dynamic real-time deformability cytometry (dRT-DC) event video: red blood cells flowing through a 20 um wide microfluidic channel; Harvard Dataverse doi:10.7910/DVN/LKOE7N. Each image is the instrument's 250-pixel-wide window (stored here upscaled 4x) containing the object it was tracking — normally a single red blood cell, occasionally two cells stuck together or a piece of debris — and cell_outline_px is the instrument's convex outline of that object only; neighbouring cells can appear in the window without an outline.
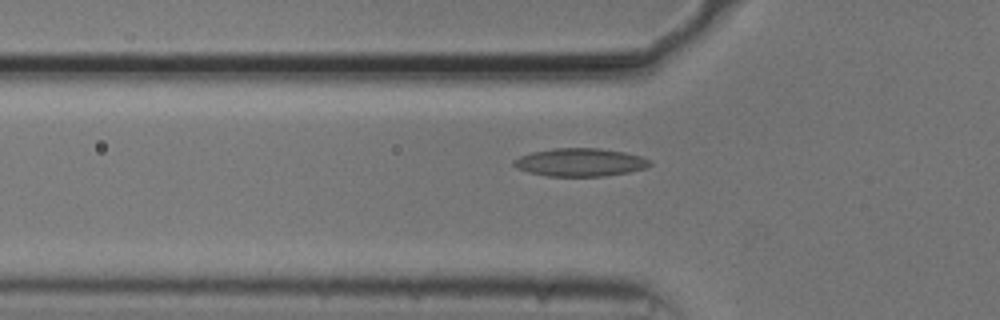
{"species": "common noctule bat (a hibernating species)", "species_latin": "Nyctalus noctula", "temperature_condition": "cold", "stored_images_in_passage": 38, "camera_frame_rate_fps": 3000, "um_per_image_px": 0.085, "animal": {"sex": "male", "body_mass_g": 20.5, "forearm_length_mm": 52.5}, "frame": {"image": 1, "passage_image": 3, "time_ms": 0.667, "image_size_px": [1000, 320], "cell_outline_px": [[652, 164], [648, 168], [628, 172], [604, 176], [548, 176], [528, 172], [516, 168], [512, 164], [512, 160], [520, 156], [532, 152], [552, 148], [600, 148], [624, 152], [644, 156], [652, 160]], "centroid_in_image_um": [49.34, 13.79], "position_along_channel_um": 76.5, "area_um2": 22.54}}
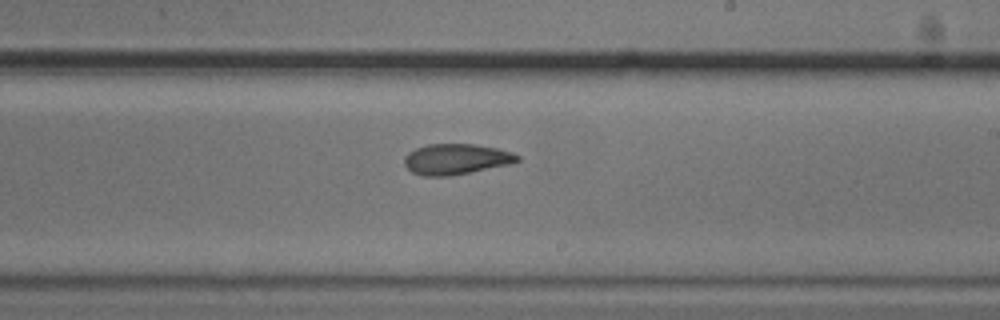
{"frame": {"image": 2, "passage_image": 17, "time_ms": 5.333, "image_size_px": [1000, 320], "cell_outline_px": [[520, 160], [512, 164], [448, 176], [424, 176], [412, 172], [404, 164], [404, 160], [408, 152], [416, 148], [428, 144], [476, 144], [496, 148], [512, 152], [520, 156]], "centroid_in_image_um": [38.79, 13.52], "position_along_channel_um": 250.2, "area_um2": 20.17}}
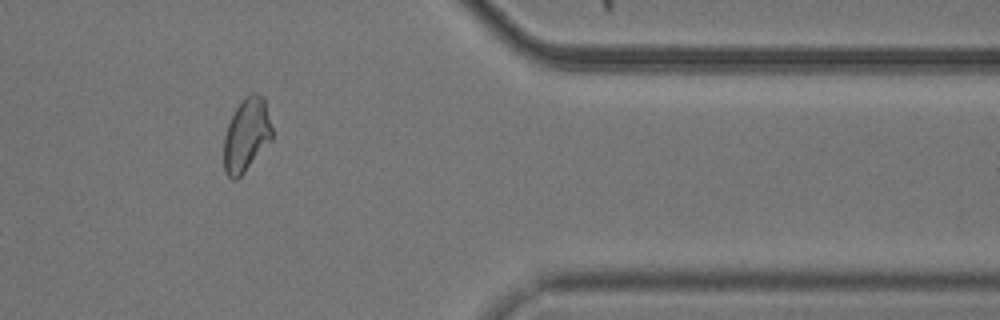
{"frame": {"image": 3, "passage_image": 30, "time_ms": 9.667, "image_size_px": [1000, 320], "cell_outline_px": [[272, 140], [244, 172], [236, 180], [232, 180], [224, 172], [224, 136], [228, 124], [236, 108], [244, 96], [252, 92], [256, 92], [264, 96], [272, 128]], "centroid_in_image_um": [20.95, 11.45], "position_along_channel_um": 390.4, "area_um2": 20.75}}